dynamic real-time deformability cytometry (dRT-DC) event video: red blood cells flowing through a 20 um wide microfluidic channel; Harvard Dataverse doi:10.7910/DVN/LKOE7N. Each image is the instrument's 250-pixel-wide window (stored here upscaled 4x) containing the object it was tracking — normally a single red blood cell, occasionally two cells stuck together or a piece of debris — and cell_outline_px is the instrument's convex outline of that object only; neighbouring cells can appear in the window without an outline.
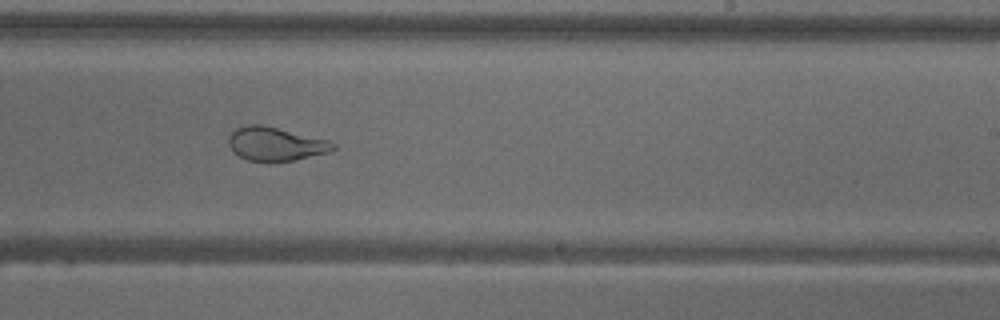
{"species": "common noctule bat (a hibernating species)", "species_latin": "Nyctalus noctula", "temperature_condition": "warm", "stored_images_in_passage": 41, "camera_frame_rate_fps": 3000, "um_per_image_px": 0.085, "animal": {"sex": "male", "body_mass_g": 18.8}, "frame": {"image": 1, "passage_image": 24, "time_ms": 7.667, "image_size_px": [1000, 320], "cell_outline_px": [[336, 148], [328, 152], [296, 160], [248, 160], [232, 152], [228, 144], [228, 136], [236, 128], [244, 124], [260, 124], [328, 140], [336, 144]], "centroid_in_image_um": [23.39, 12.22], "position_along_channel_um": 265.6, "area_um2": 20.23}, "authors_computed_cell_mechanics": {"area_um2": 25.3742, "velocity_mm_per_s": 3.7765, "shape_relaxation_time_tau1_ms": null, "shape_relaxation_time_tau2_ms": 0.5922, "deformation_change_tau1": null, "deformation_change_tau2": 0.0799}}